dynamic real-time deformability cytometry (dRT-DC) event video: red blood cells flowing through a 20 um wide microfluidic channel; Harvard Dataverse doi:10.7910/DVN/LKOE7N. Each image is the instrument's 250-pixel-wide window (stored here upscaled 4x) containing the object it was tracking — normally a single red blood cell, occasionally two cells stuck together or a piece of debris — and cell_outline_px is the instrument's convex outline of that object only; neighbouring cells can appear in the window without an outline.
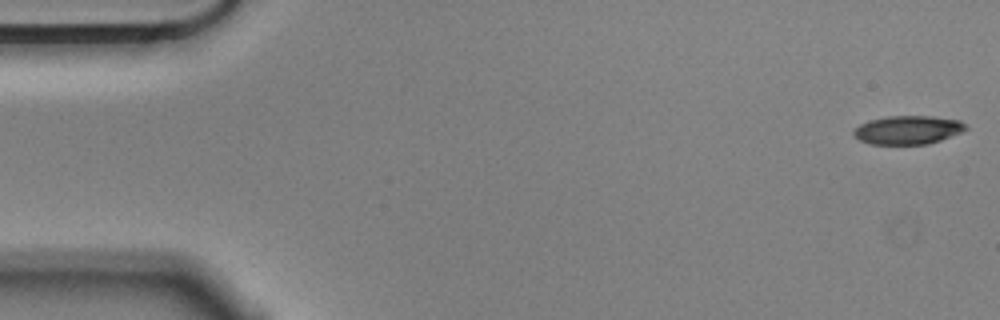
{"species": "Egyptian fruit bat (a non-hibernating species)", "species_latin": "Rousettus aegyptiacus", "temperature_condition": "cold", "stored_images_in_passage": 56, "camera_frame_rate_fps": 3000, "um_per_image_px": 0.085, "animal": {"sex": "male"}, "frame": {"image": 1, "passage_image": 1, "time_ms": 0.0, "image_size_px": [1000, 320], "cell_outline_px": [[968, 128], [960, 132], [940, 140], [928, 144], [868, 144], [860, 140], [852, 132], [860, 124], [868, 120], [888, 116], [932, 116], [960, 120]], "centroid_in_image_um": [77.15, 11.04], "position_along_channel_um": 7.8, "area_um2": 18.55}}
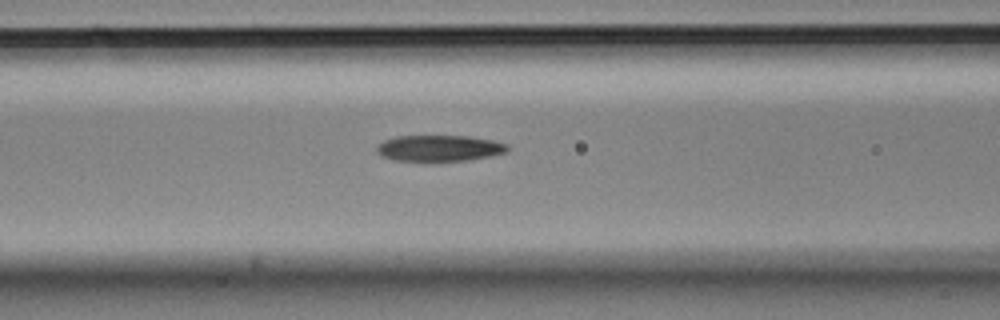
{"frame": {"image": 2, "passage_image": 22, "time_ms": 7.0, "image_size_px": [1000, 320], "cell_outline_px": [[508, 152], [468, 160], [432, 164], [392, 160], [380, 156], [376, 152], [376, 144], [384, 140], [396, 136], [468, 136], [492, 140], [508, 144]], "centroid_in_image_um": [37.26, 12.64], "position_along_channel_um": 129.3, "area_um2": 20.92}}
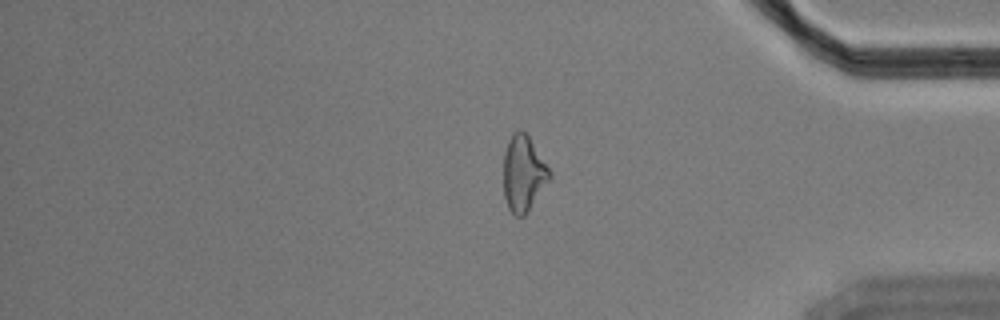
{"frame": {"image": 3, "passage_image": 46, "time_ms": 15.0, "image_size_px": [1000, 320], "cell_outline_px": [[552, 176], [528, 212], [524, 216], [516, 216], [508, 208], [504, 196], [504, 152], [508, 140], [512, 132], [520, 128], [528, 136], [552, 172]], "centroid_in_image_um": [44.49, 14.74], "position_along_channel_um": 390.7, "area_um2": 20.4}, "authors_computed_cell_mechanics": {"area_um2": 20.519, "velocity_mm_per_s": 3.5663, "shape_relaxation_time_tau1_ms": 9.3274, "shape_relaxation_time_tau2_ms": 3.1862, "deformation_change_tau1": 0.1902, "deformation_change_tau2": 0.1235}}